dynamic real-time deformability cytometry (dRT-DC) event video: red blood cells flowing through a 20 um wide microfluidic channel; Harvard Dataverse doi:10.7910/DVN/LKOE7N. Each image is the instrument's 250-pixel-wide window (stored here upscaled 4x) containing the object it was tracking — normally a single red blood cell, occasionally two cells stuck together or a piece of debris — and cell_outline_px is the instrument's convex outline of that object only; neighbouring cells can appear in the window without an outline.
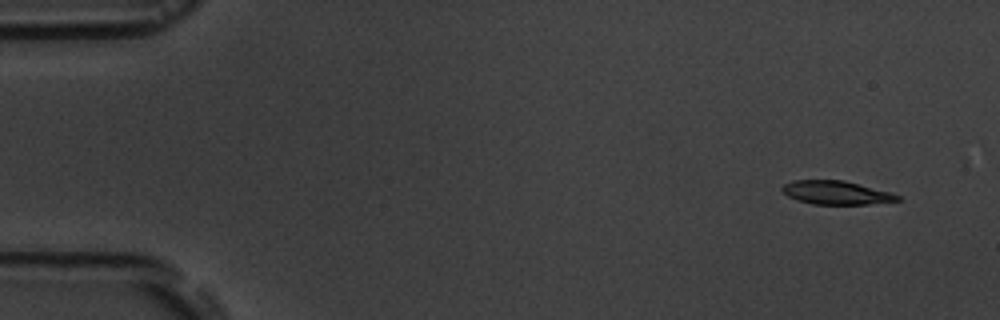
{"species": "common noctule bat (a hibernating species)", "species_latin": "Nyctalus noctula", "temperature_condition": "room temperature", "stored_images_in_passage": 4, "camera_frame_rate_fps": 3000, "um_per_image_px": 0.085, "animal": {"sex": "male", "body_mass_g": 19.5, "forearm_length_mm": 54.6}, "frame": {"image": 1, "passage_image": 1, "time_ms": 0.0, "image_size_px": [1000, 320], "cell_outline_px": [[900, 200], [868, 204], [812, 204], [796, 200], [788, 196], [780, 188], [784, 184], [792, 180], [844, 180], [892, 192], [900, 196]], "centroid_in_image_um": [71.07, 16.37], "position_along_channel_um": 13.9, "area_um2": 15.9}}